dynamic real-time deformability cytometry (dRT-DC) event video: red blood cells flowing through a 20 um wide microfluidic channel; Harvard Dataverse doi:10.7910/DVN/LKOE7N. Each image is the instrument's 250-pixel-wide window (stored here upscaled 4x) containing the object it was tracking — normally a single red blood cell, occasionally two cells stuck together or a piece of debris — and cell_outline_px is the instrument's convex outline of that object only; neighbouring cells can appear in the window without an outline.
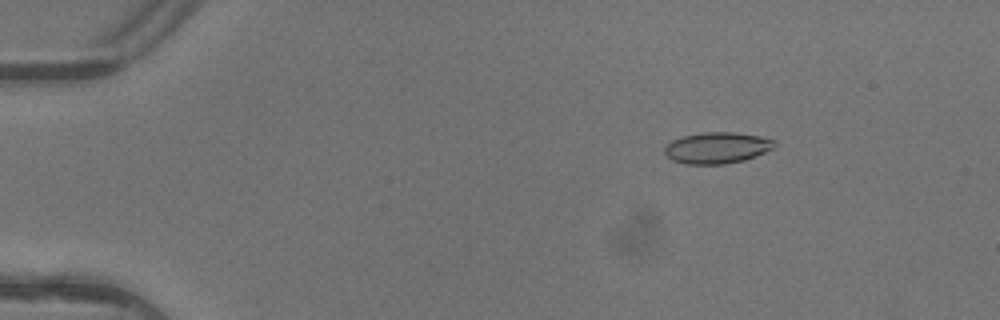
{"species": "common noctule bat (a hibernating species)", "species_latin": "Nyctalus noctula", "temperature_condition": "warm", "stored_images_in_passage": 4, "camera_frame_rate_fps": 3000, "um_per_image_px": 0.085, "animal": {"sex": "female"}, "frame": {"image": 1, "passage_image": 1, "time_ms": 0.0, "image_size_px": [1000, 320], "cell_outline_px": [[776, 144], [772, 148], [756, 156], [744, 160], [728, 164], [684, 164], [672, 160], [664, 152], [664, 148], [672, 140], [680, 136], [704, 132], [736, 132], [760, 136], [776, 140]], "centroid_in_image_um": [60.94, 12.56], "position_along_channel_um": 24.1, "area_um2": 20.17}}